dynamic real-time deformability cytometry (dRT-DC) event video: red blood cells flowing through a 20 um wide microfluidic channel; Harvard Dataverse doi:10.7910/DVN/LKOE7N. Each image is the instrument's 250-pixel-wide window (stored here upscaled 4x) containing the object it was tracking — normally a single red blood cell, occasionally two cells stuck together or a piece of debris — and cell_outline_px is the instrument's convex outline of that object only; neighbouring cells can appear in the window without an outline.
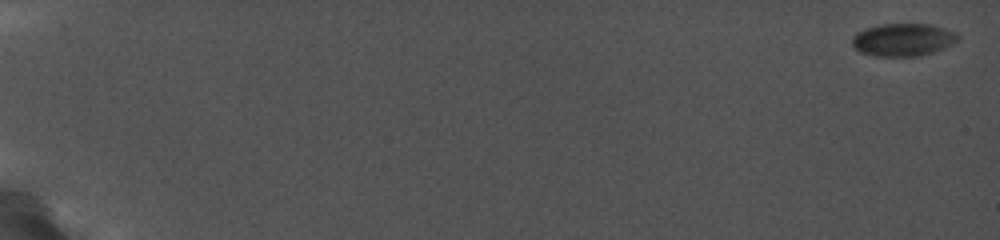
{"species": "common noctule bat (a hibernating species)", "species_latin": "Nyctalus noctula", "temperature_condition": "cold", "stored_images_in_passage": 43, "camera_frame_rate_fps": 5000, "um_per_image_px": 0.085, "animal": {"sex": "female", "body_mass_g": 19.0, "forearm_length_mm": 56.7}, "frame": {"image": 1, "passage_image": 1, "time_ms": 0.0, "image_size_px": [1000, 240], "cell_outline_px": [[960, 40], [944, 48], [920, 56], [876, 56], [860, 52], [852, 44], [852, 36], [856, 32], [864, 28], [880, 24], [932, 24], [956, 32], [960, 36]], "centroid_in_image_um": [76.77, 3.37], "position_along_channel_um": 8.2, "area_um2": 20.35}}
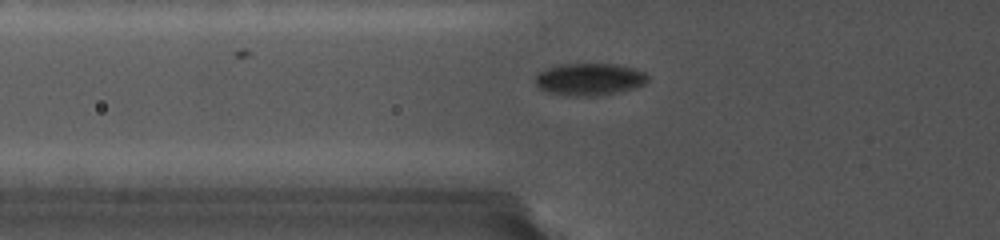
{"frame": {"image": 2, "passage_image": 17, "time_ms": 7.4, "image_size_px": [1000, 240], "cell_outline_px": [[648, 80], [644, 84], [632, 88], [592, 96], [576, 96], [548, 92], [540, 88], [536, 84], [536, 76], [540, 72], [548, 68], [560, 64], [616, 64], [640, 72], [648, 76]], "centroid_in_image_um": [50.05, 6.73], "position_along_channel_um": 75.8, "area_um2": 20.35}}
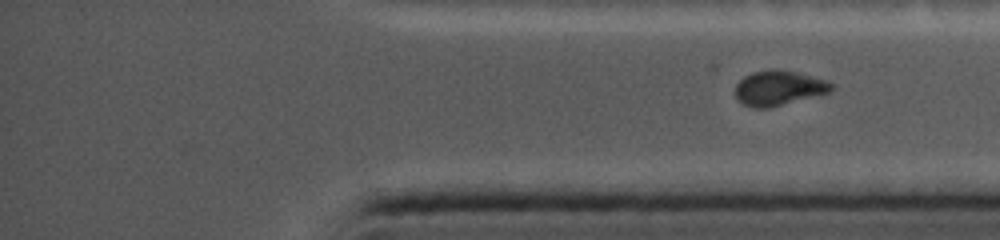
{"frame": {"image": 3, "passage_image": 43, "time_ms": 15.2, "image_size_px": [1000, 240], "cell_outline_px": [[832, 88], [828, 92], [764, 108], [756, 108], [744, 104], [736, 96], [736, 84], [744, 76], [756, 72], [792, 72], [824, 80], [832, 84]], "centroid_in_image_um": [66.14, 7.51], "position_along_channel_um": 369.1, "area_um2": 17.98}}